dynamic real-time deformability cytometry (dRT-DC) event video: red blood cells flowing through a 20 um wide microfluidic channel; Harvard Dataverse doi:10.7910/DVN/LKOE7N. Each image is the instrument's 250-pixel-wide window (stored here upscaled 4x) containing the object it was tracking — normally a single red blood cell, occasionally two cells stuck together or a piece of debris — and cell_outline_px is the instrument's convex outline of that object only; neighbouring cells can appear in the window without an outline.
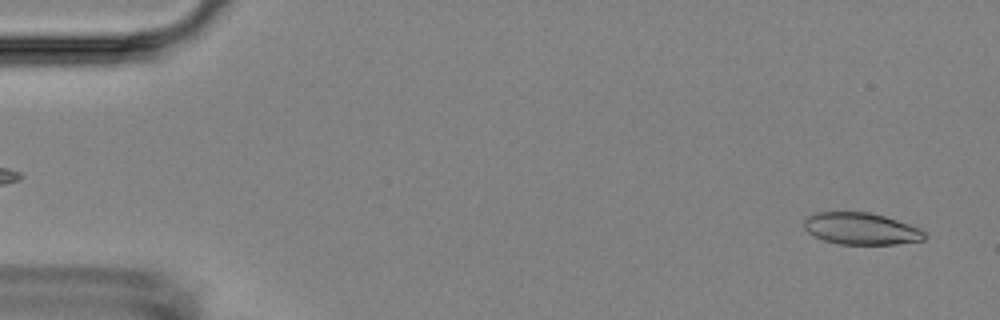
{"species": "Egyptian fruit bat (a non-hibernating species)", "species_latin": "Rousettus aegyptiacus", "temperature_condition": "room temperature", "stored_images_in_passage": 53, "camera_frame_rate_fps": 3000, "um_per_image_px": 0.085, "animal": {"sex": "female"}, "frame": {"image": 1, "passage_image": 2, "time_ms": 0.333, "image_size_px": [1000, 320], "cell_outline_px": [[928, 236], [924, 240], [896, 244], [840, 244], [824, 240], [808, 232], [804, 228], [804, 220], [808, 216], [816, 212], [868, 212], [884, 216], [920, 228]], "centroid_in_image_um": [73.2, 19.44], "position_along_channel_um": 11.8, "area_um2": 22.25}}
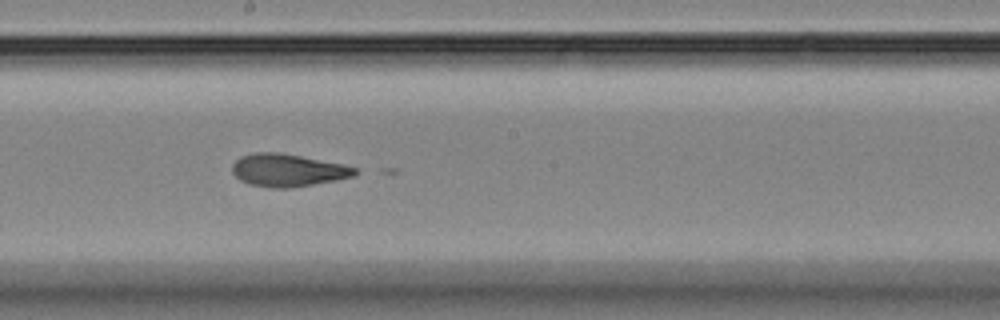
{"frame": {"image": 2, "passage_image": 29, "time_ms": 9.333, "image_size_px": [1000, 320], "cell_outline_px": [[360, 172], [352, 176], [336, 180], [292, 188], [268, 188], [248, 184], [240, 180], [232, 172], [232, 164], [240, 156], [256, 152], [280, 152], [344, 164], [356, 168]], "centroid_in_image_um": [24.45, 14.47], "position_along_channel_um": 223.8, "area_um2": 23.52}}
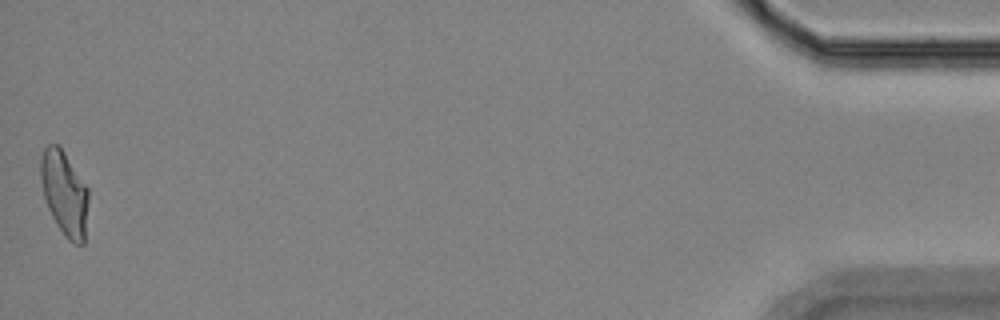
{"frame": {"image": 3, "passage_image": 53, "time_ms": 17.333, "image_size_px": [1000, 320], "cell_outline_px": [[88, 204], [84, 244], [72, 244], [64, 236], [56, 224], [48, 208], [44, 196], [40, 176], [40, 160], [44, 148], [48, 144], [56, 144], [64, 152], [88, 188]], "centroid_in_image_um": [5.48, 16.45], "position_along_channel_um": 429.7, "area_um2": 23.47}}